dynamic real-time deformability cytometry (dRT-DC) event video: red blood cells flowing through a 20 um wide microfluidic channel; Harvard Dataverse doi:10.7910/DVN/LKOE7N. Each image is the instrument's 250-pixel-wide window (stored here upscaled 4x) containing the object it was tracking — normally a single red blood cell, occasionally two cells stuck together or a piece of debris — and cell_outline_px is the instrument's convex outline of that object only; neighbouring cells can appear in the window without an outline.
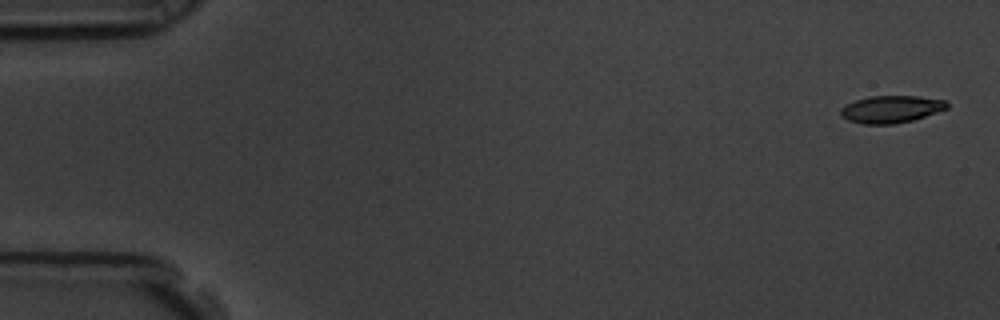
{"species": "common noctule bat (a hibernating species)", "species_latin": "Nyctalus noctula", "temperature_condition": "room temperature", "stored_images_in_passage": 57, "camera_frame_rate_fps": 3000, "um_per_image_px": 0.085, "animal": {"sex": "male", "body_mass_g": 19.5, "forearm_length_mm": 54.6}, "frame": {"image": 1, "passage_image": 1, "time_ms": 0.0, "image_size_px": [1000, 320], "cell_outline_px": [[948, 108], [912, 120], [896, 124], [860, 124], [848, 120], [840, 116], [840, 108], [844, 104], [868, 96], [920, 96], [948, 100]], "centroid_in_image_um": [75.72, 9.27], "position_along_channel_um": 9.3, "area_um2": 17.11}}
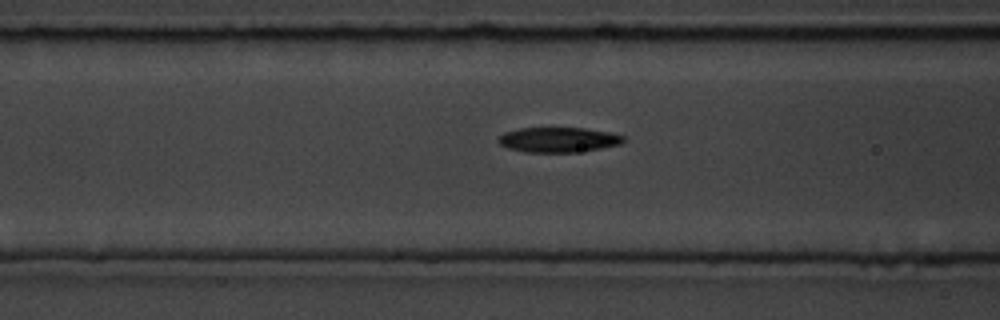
{"frame": {"image": 2, "passage_image": 22, "time_ms": 7.0, "image_size_px": [1000, 320], "cell_outline_px": [[624, 140], [620, 144], [600, 148], [576, 152], [524, 152], [508, 148], [500, 144], [496, 140], [504, 132], [520, 128], [584, 128], [612, 132], [624, 136]], "centroid_in_image_um": [47.45, 11.87], "position_along_channel_um": 119.2, "area_um2": 18.21}}
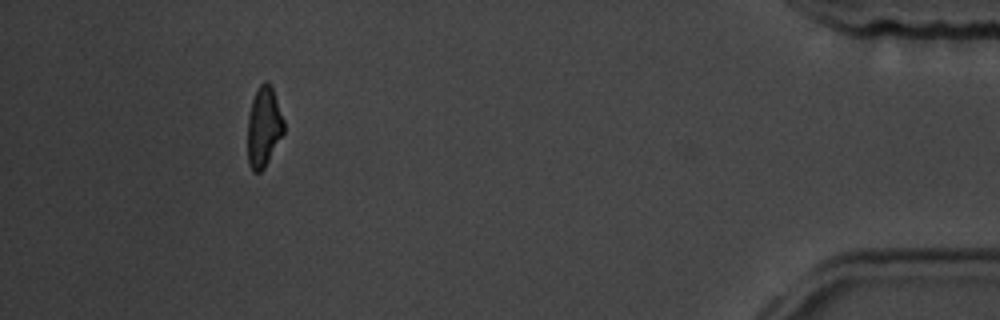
{"frame": {"image": 3, "passage_image": 52, "time_ms": 17.0, "image_size_px": [1000, 320], "cell_outline_px": [[284, 132], [264, 168], [260, 172], [252, 172], [248, 164], [248, 116], [252, 100], [256, 88], [264, 80], [268, 80], [272, 84], [284, 120]], "centroid_in_image_um": [22.42, 10.73], "position_along_channel_um": 412.8, "area_um2": 17.17}, "authors_computed_cell_mechanics": {"area_um2": 18.207, "velocity_mm_per_s": 3.563, "shape_relaxation_time_tau1_ms": 4.162, "shape_relaxation_time_tau2_ms": 4.7975, "deformation_change_tau1": 0.1378, "deformation_change_tau2": 0.1229}}